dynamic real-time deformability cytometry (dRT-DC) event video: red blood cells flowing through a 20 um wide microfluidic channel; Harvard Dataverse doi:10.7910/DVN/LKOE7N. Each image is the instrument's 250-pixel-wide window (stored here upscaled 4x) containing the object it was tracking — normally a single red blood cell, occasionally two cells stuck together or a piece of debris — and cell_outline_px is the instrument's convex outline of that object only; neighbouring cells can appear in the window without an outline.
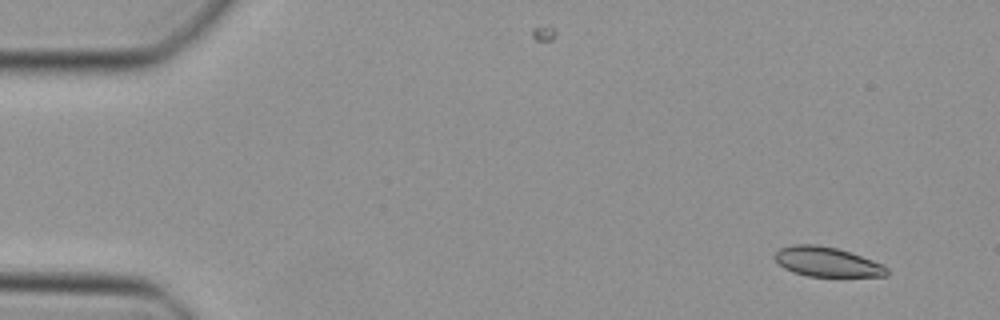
{"species": "Egyptian fruit bat (a non-hibernating species)", "species_latin": "Rousettus aegyptiacus", "temperature_condition": "cold", "stored_images_in_passage": 45, "camera_frame_rate_fps": 3000, "um_per_image_px": 0.085, "animal": {"sex": "female"}, "frame": {"image": 1, "passage_image": 1, "time_ms": 0.0, "image_size_px": [1000, 320], "cell_outline_px": [[888, 276], [808, 276], [792, 272], [784, 268], [776, 260], [776, 252], [780, 248], [792, 244], [816, 244], [836, 248], [884, 264], [888, 268]], "centroid_in_image_um": [70.3, 22.26], "position_along_channel_um": 14.7, "area_um2": 19.19}}
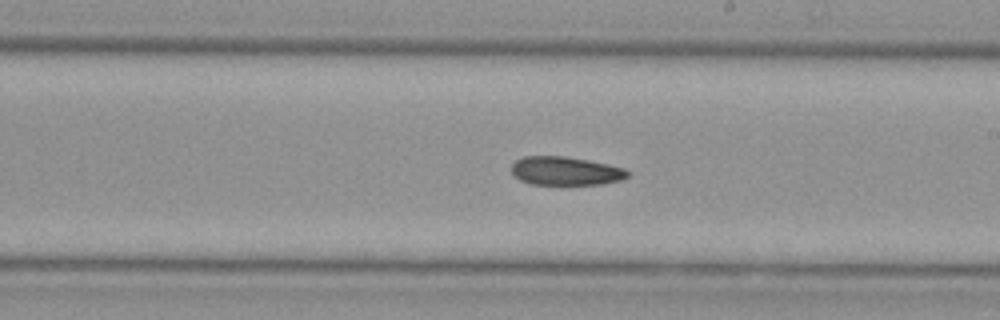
{"frame": {"image": 2, "passage_image": 25, "time_ms": 8.0, "image_size_px": [1000, 320], "cell_outline_px": [[632, 172], [624, 180], [600, 184], [532, 184], [520, 180], [512, 176], [512, 164], [516, 160], [524, 156], [564, 156], [588, 160], [608, 164], [624, 168]], "centroid_in_image_um": [48.09, 14.53], "position_along_channel_um": 240.9, "area_um2": 19.48}}
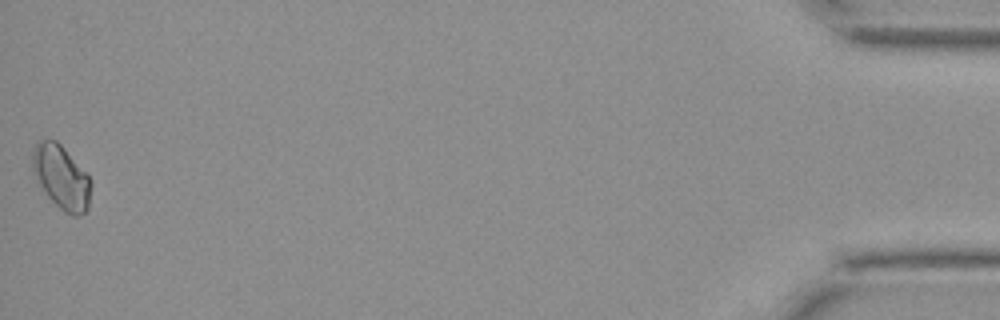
{"frame": {"image": 3, "passage_image": 45, "time_ms": 14.667, "image_size_px": [1000, 320], "cell_outline_px": [[92, 184], [88, 208], [84, 212], [76, 216], [72, 216], [64, 212], [48, 196], [36, 180], [32, 168], [32, 152], [36, 140], [56, 140], [64, 148], [88, 176]], "centroid_in_image_um": [5.2, 15.06], "position_along_channel_um": 430.0, "area_um2": 21.56}}